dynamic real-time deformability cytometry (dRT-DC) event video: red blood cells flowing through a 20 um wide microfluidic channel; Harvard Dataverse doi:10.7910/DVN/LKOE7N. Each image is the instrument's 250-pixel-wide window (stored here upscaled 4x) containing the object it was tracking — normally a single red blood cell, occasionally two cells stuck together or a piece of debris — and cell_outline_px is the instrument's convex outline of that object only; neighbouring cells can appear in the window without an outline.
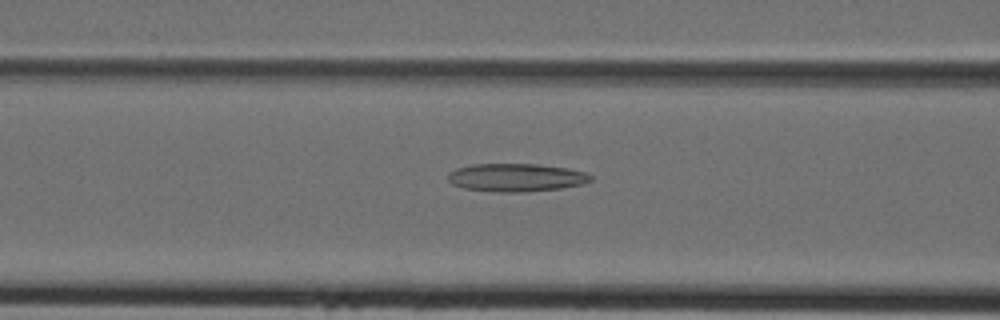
{"species": "Egyptian fruit bat (a non-hibernating species)", "species_latin": "Rousettus aegyptiacus", "temperature_condition": "cold", "stored_images_in_passage": 32, "camera_frame_rate_fps": 3000, "um_per_image_px": 0.085, "animal": {"sex": "female"}, "frame": {"image": 1, "passage_image": 11, "time_ms": 3.333, "image_size_px": [1000, 320], "cell_outline_px": [[592, 180], [584, 184], [560, 188], [524, 192], [496, 192], [464, 188], [452, 184], [448, 180], [448, 172], [456, 168], [472, 164], [536, 164], [568, 168], [584, 172], [592, 176]], "centroid_in_image_um": [43.86, 15.09], "position_along_channel_um": 122.7, "area_um2": 23.41}}
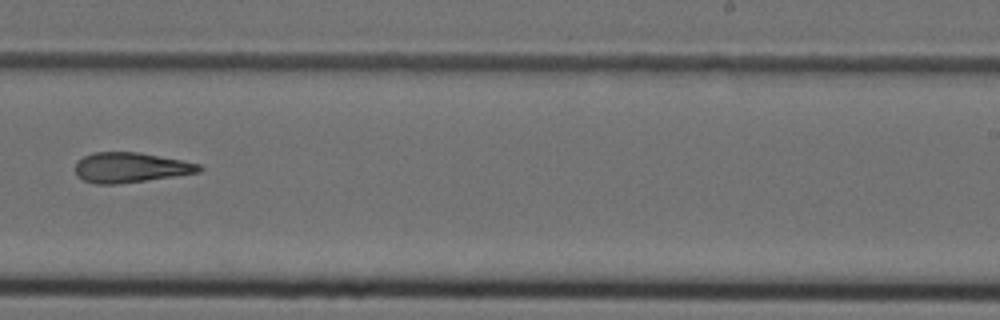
{"frame": {"image": 2, "passage_image": 21, "time_ms": 6.667, "image_size_px": [1000, 320], "cell_outline_px": [[204, 168], [200, 172], [116, 184], [96, 184], [84, 180], [76, 176], [76, 164], [84, 156], [96, 152], [140, 152], [200, 164]], "centroid_in_image_um": [11.09, 14.23], "position_along_channel_um": 277.9, "area_um2": 21.39}}
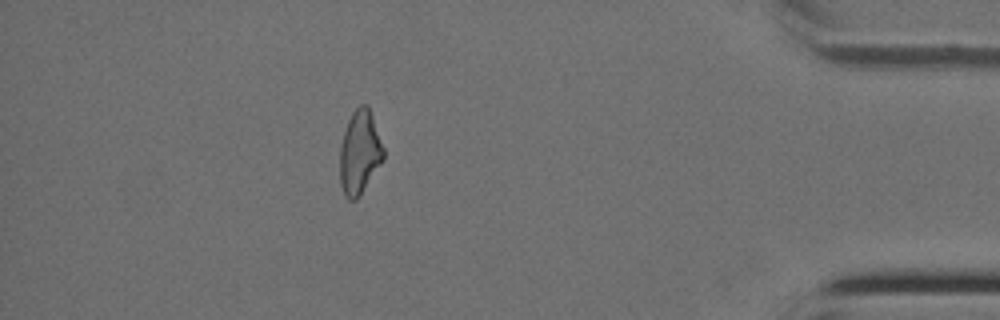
{"frame": {"image": 3, "passage_image": 32, "time_ms": 10.333, "image_size_px": [1000, 320], "cell_outline_px": [[384, 160], [356, 200], [348, 200], [344, 196], [340, 184], [340, 148], [344, 132], [348, 120], [352, 112], [360, 104], [368, 104], [384, 148]], "centroid_in_image_um": [30.57, 12.96], "position_along_channel_um": 404.6, "area_um2": 21.33}}